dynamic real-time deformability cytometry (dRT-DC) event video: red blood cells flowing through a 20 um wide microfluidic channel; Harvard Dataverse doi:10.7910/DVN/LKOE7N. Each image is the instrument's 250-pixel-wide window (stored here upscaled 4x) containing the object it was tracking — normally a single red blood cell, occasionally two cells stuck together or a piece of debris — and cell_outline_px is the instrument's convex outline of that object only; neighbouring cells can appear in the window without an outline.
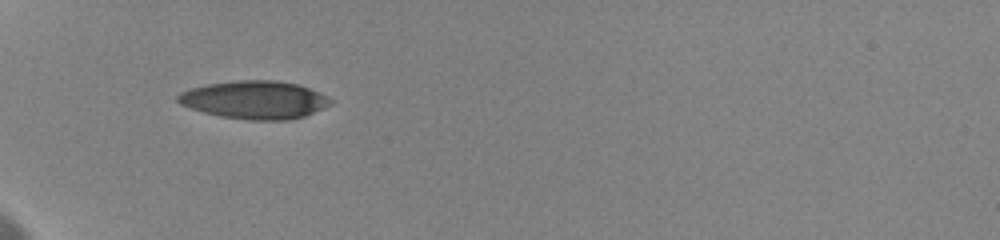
{"species": "human", "species_latin": "Homo sapiens", "temperature_condition": "cold", "stored_images_in_passage": 19, "camera_frame_rate_fps": 3000, "um_per_image_px": 0.085, "donor": {"sex": "female"}, "frame": {"image": 1, "passage_image": 1, "time_ms": 0.0, "image_size_px": [1000, 240], "cell_outline_px": [[332, 104], [324, 108], [304, 116], [288, 120], [248, 120], [220, 116], [204, 112], [180, 104], [176, 100], [176, 96], [180, 92], [188, 88], [208, 84], [236, 80], [276, 80], [300, 84], [332, 100]], "centroid_in_image_um": [21.62, 8.48], "position_along_channel_um": 63.4, "area_um2": 33.81}}